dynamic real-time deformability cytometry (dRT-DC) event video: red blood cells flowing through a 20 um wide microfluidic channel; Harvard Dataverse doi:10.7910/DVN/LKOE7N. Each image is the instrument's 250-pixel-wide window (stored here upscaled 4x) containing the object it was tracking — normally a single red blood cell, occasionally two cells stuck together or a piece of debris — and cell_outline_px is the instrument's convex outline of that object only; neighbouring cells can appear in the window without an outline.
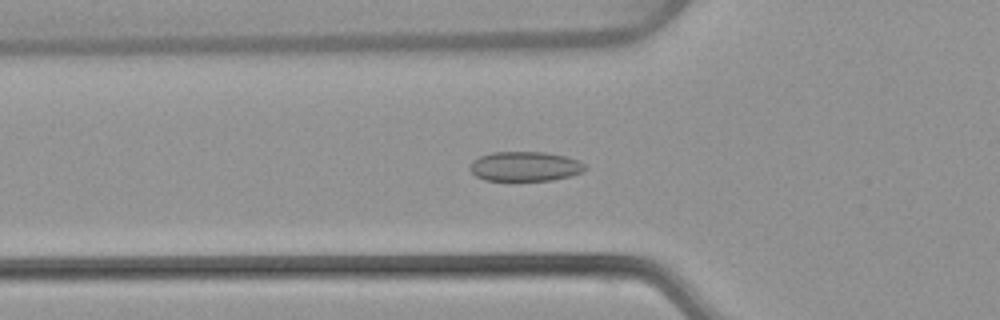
{"species": "common noctule bat (a hibernating species)", "species_latin": "Nyctalus noctula", "temperature_condition": "warm", "stored_images_in_passage": 53, "camera_frame_rate_fps": 3000, "um_per_image_px": 0.085, "animal": {"sex": "female", "body_mass_g": 22.7, "forearm_length_mm": 54.2}, "frame": {"image": 1, "passage_image": 18, "time_ms": 5.667, "image_size_px": [1000, 320], "cell_outline_px": [[588, 168], [580, 172], [568, 176], [552, 180], [484, 180], [476, 176], [468, 168], [472, 160], [480, 156], [492, 152], [544, 152], [564, 156], [580, 160]], "centroid_in_image_um": [44.6, 14.13], "position_along_channel_um": 81.2, "area_um2": 19.83}}
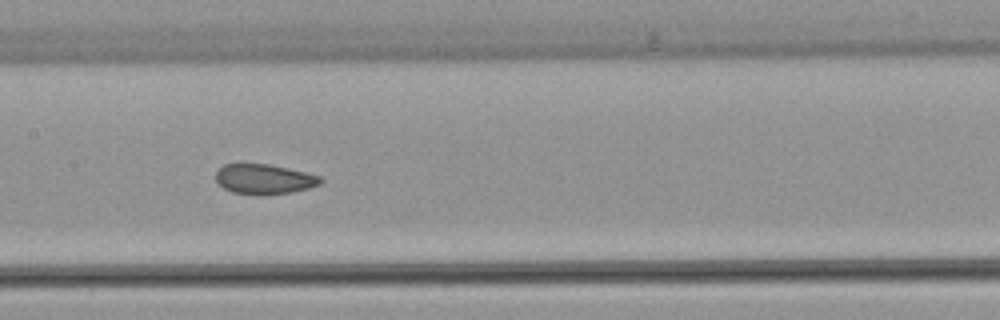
{"frame": {"image": 2, "passage_image": 26, "time_ms": 8.333, "image_size_px": [1000, 320], "cell_outline_px": [[324, 180], [320, 184], [308, 188], [292, 192], [264, 196], [232, 192], [224, 188], [216, 180], [216, 172], [224, 164], [268, 164], [288, 168], [320, 176]], "centroid_in_image_um": [22.47, 15.24], "position_along_channel_um": 184.9, "area_um2": 18.32}}
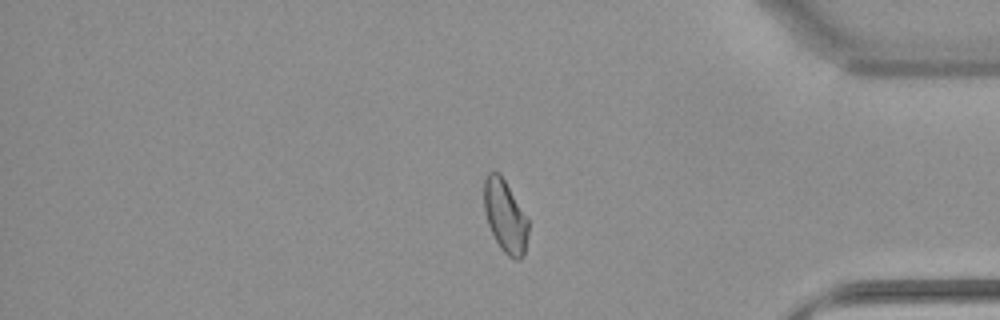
{"frame": {"image": 3, "passage_image": 44, "time_ms": 14.333, "image_size_px": [1000, 320], "cell_outline_px": [[528, 232], [524, 256], [520, 260], [516, 260], [508, 256], [500, 248], [488, 224], [484, 212], [484, 180], [488, 172], [500, 172], [528, 220]], "centroid_in_image_um": [42.93, 18.39], "position_along_channel_um": 392.3, "area_um2": 18.61}, "authors_computed_cell_mechanics": {"area_um2": 19.652, "velocity_mm_per_s": 3.8705, "shape_relaxation_time_tau1_ms": null, "shape_relaxation_time_tau2_ms": 0.9531, "deformation_change_tau1": null, "deformation_change_tau2": 0.0509}}